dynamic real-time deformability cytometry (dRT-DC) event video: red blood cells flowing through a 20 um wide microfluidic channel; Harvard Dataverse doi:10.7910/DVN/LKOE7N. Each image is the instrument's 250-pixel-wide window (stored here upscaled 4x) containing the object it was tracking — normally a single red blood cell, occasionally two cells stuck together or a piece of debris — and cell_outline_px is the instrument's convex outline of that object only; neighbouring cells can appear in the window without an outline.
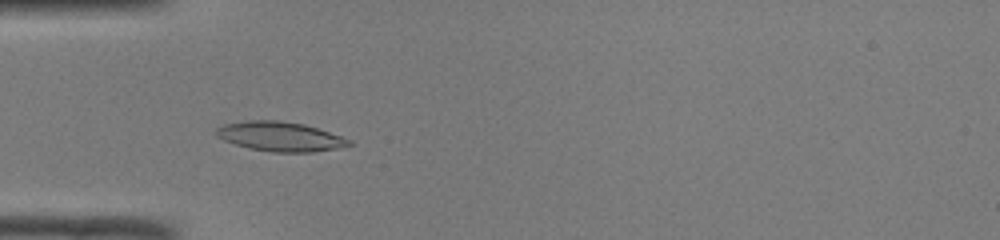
{"species": "common noctule bat (a hibernating species)", "species_latin": "Nyctalus noctula", "temperature_condition": "room temperature", "stored_images_in_passage": 48, "camera_frame_rate_fps": 3000, "um_per_image_px": 0.085, "animal": {"sex": "male", "body_mass_g": 19.0, "forearm_length_mm": 50.8}, "frame": {"image": 1, "passage_image": 14, "time_ms": 4.333, "image_size_px": [1000, 240], "cell_outline_px": [[352, 144], [336, 148], [312, 152], [272, 152], [248, 148], [224, 140], [216, 136], [216, 128], [224, 124], [248, 120], [280, 120], [304, 124], [352, 140]], "centroid_in_image_um": [23.78, 11.6], "position_along_channel_um": 61.2, "area_um2": 22.66}}
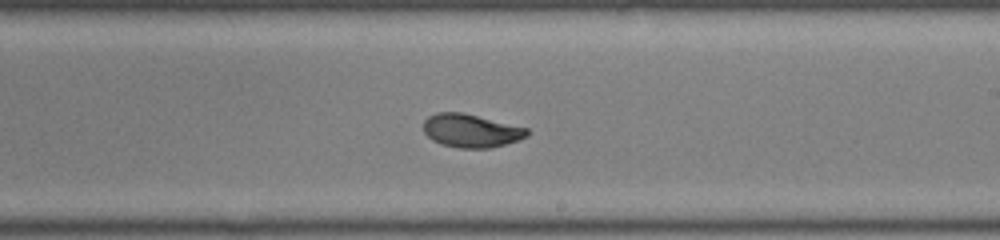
{"frame": {"image": 2, "passage_image": 28, "time_ms": 9.0, "image_size_px": [1000, 240], "cell_outline_px": [[528, 136], [520, 140], [492, 148], [460, 148], [440, 144], [432, 140], [424, 132], [424, 120], [428, 116], [436, 112], [464, 112], [528, 128]], "centroid_in_image_um": [40.04, 11.11], "position_along_channel_um": 249.0, "area_um2": 20.35}}
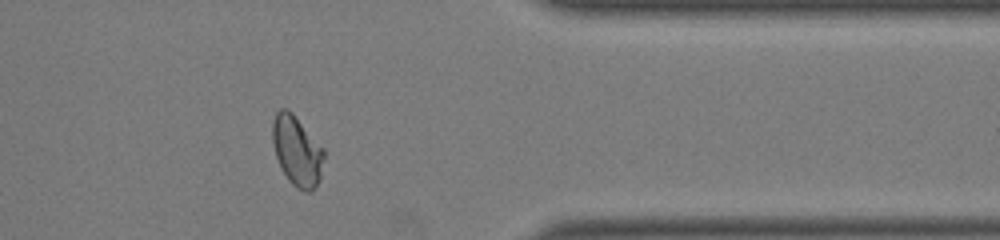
{"frame": {"image": 3, "passage_image": 39, "time_ms": 12.667, "image_size_px": [1000, 240], "cell_outline_px": [[324, 156], [320, 180], [316, 188], [312, 192], [304, 192], [296, 188], [288, 180], [276, 156], [272, 140], [272, 120], [276, 112], [280, 108], [288, 108], [292, 112], [324, 148]], "centroid_in_image_um": [25.25, 12.83], "position_along_channel_um": 386.1, "area_um2": 21.21}, "authors_computed_cell_mechanics": {"area_um2": 20.8947, "velocity_mm_per_s": 4.0976, "shape_relaxation_time_tau1_ms": 3.1608, "shape_relaxation_time_tau2_ms": 1.1879, "deformation_change_tau1": 0.1541, "deformation_change_tau2": 0.0461}}